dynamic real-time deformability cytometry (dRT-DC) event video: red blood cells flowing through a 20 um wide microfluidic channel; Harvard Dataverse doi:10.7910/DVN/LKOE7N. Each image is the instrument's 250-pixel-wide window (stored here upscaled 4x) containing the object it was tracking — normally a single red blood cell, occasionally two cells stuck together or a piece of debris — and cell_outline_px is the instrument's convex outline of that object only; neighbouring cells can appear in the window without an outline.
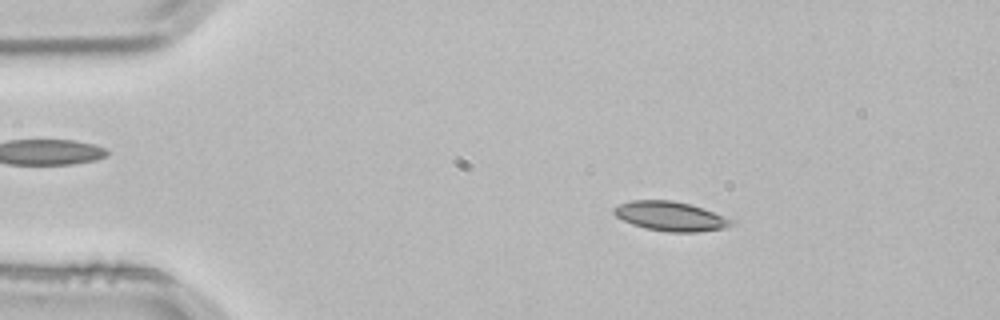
{"species": "common noctule bat (a hibernating species)", "species_latin": "Nyctalus noctula", "temperature_condition": "room temperature", "stored_images_in_passage": 2, "camera_frame_rate_fps": 3000, "um_per_image_px": 0.085, "animal": {"sex": "male", "body_mass_g": 21.5, "forearm_length_mm": 52.0}, "frame": {"image": 1, "passage_image": 1, "time_ms": 0.0, "image_size_px": [1000, 320], "cell_outline_px": [[736, 220], [732, 224], [724, 228], [696, 232], [668, 232], [644, 228], [632, 224], [616, 216], [612, 212], [612, 208], [620, 204], [632, 200], [672, 200], [692, 204], [704, 208]], "centroid_in_image_um": [57.01, 18.37], "position_along_channel_um": 28.0, "area_um2": 20.29}}